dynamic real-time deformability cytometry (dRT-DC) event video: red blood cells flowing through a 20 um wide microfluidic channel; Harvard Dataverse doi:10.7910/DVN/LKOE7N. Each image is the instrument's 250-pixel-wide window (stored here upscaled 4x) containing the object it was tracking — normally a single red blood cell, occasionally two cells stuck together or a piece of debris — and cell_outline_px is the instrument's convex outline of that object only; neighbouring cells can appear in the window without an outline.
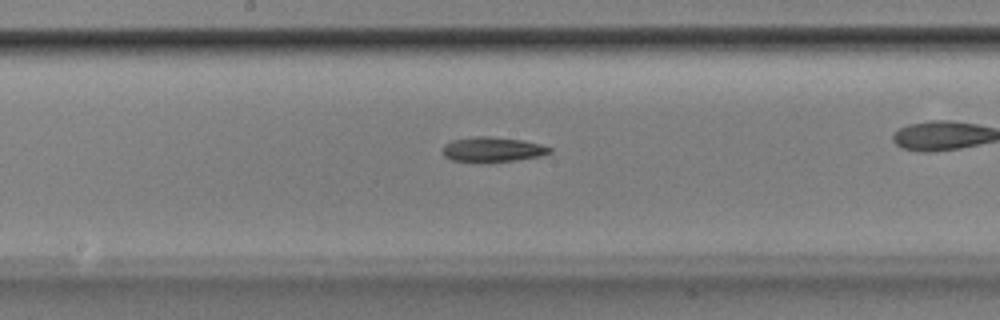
{"species": "Egyptian fruit bat (a non-hibernating species)", "species_latin": "Rousettus aegyptiacus", "temperature_condition": "room temperature", "stored_images_in_passage": 34, "camera_frame_rate_fps": 3000, "um_per_image_px": 0.085, "animal": {"sex": "male"}, "frame": {"image": 1, "passage_image": 20, "time_ms": 6.333, "image_size_px": [1000, 320], "cell_outline_px": [[552, 152], [540, 156], [516, 160], [488, 164], [472, 164], [452, 160], [444, 156], [440, 152], [444, 144], [452, 140], [472, 136], [488, 136], [524, 140], [540, 144], [552, 148]], "centroid_in_image_um": [41.79, 12.74], "position_along_channel_um": 206.4, "area_um2": 16.36}}
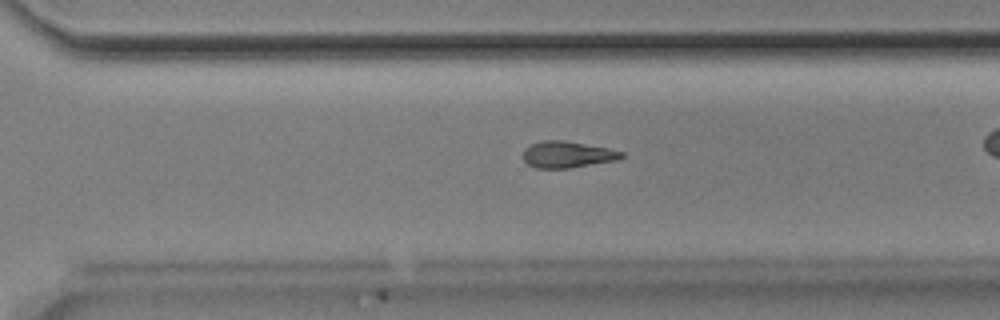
{"frame": {"image": 2, "passage_image": 29, "time_ms": 9.333, "image_size_px": [1000, 320], "cell_outline_px": [[624, 156], [620, 160], [568, 168], [536, 168], [528, 164], [524, 160], [524, 148], [528, 144], [540, 140], [564, 140], [608, 148], [624, 152]], "centroid_in_image_um": [48.23, 13.12], "position_along_channel_um": 322.4, "area_um2": 15.37}}